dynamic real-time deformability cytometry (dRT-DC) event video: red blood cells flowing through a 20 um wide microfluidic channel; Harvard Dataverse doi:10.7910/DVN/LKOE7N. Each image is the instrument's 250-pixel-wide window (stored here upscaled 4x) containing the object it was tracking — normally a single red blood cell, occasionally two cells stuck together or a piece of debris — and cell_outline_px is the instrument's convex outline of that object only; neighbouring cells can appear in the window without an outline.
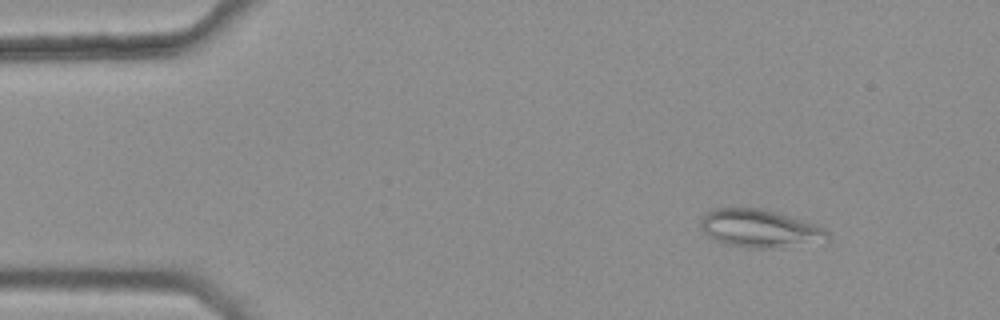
{"species": "common noctule bat (a hibernating species)", "species_latin": "Nyctalus noctula", "temperature_condition": "warm", "stored_images_in_passage": 5, "camera_frame_rate_fps": 3000, "um_per_image_px": 0.085, "animal": {"sex": "female", "body_mass_g": 25.1}, "frame": {"image": 1, "passage_image": 1, "time_ms": 0.0, "image_size_px": [1000, 320], "cell_outline_px": [[832, 240], [768, 248], [748, 248], [720, 244], [712, 240], [700, 228], [700, 216], [716, 208], [764, 208], [816, 224], [824, 228], [828, 232]], "centroid_in_image_um": [64.53, 19.42], "position_along_channel_um": 20.5, "area_um2": 28.38}}